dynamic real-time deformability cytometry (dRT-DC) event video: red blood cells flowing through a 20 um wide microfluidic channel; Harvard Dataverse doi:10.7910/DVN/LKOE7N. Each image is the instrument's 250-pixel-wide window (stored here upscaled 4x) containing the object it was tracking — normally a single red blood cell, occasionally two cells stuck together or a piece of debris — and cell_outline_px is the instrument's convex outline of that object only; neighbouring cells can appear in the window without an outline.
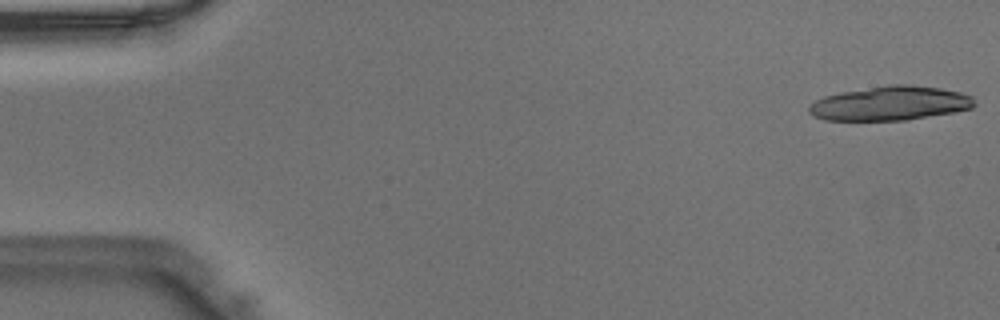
{"species": "Egyptian fruit bat (a non-hibernating species)", "species_latin": "Rousettus aegyptiacus", "temperature_condition": "warm", "stored_images_in_passage": 16, "camera_frame_rate_fps": 3000, "um_per_image_px": 0.085, "animal": {"sex": "male"}, "frame": {"image": 1, "passage_image": 1, "time_ms": 0.0, "image_size_px": [1000, 320], "cell_outline_px": [[976, 104], [972, 108], [952, 112], [908, 120], [824, 120], [812, 116], [808, 112], [808, 108], [816, 100], [824, 96], [840, 92], [888, 84], [912, 84], [940, 88], [960, 92], [972, 96]], "centroid_in_image_um": [75.66, 8.78], "position_along_channel_um": 9.3, "area_um2": 33.12}}